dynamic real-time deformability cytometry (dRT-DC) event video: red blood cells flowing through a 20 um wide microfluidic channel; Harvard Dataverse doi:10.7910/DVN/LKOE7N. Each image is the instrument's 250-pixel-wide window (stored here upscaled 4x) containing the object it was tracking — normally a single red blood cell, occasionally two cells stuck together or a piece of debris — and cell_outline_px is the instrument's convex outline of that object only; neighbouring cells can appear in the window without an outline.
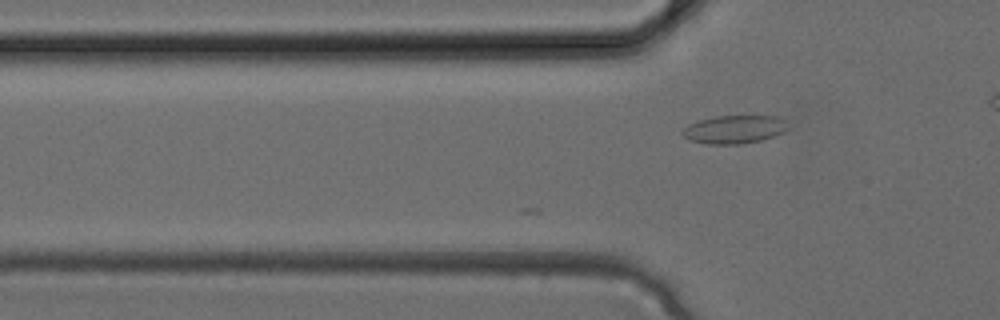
{"species": "common noctule bat (a hibernating species)", "species_latin": "Nyctalus noctula", "temperature_condition": "cold", "stored_images_in_passage": 6, "camera_frame_rate_fps": 3000, "um_per_image_px": 0.085, "animal": {"sex": "female", "body_mass_g": 24.6, "forearm_length_mm": 56.2}, "frame": {"image": 1, "passage_image": 6, "time_ms": 1.667, "image_size_px": [1000, 320], "cell_outline_px": [[788, 128], [784, 132], [760, 140], [740, 144], [708, 144], [688, 140], [680, 132], [688, 124], [700, 120], [716, 116], [776, 116], [784, 120]], "centroid_in_image_um": [62.38, 11.0], "position_along_channel_um": 63.4, "area_um2": 17.22}}